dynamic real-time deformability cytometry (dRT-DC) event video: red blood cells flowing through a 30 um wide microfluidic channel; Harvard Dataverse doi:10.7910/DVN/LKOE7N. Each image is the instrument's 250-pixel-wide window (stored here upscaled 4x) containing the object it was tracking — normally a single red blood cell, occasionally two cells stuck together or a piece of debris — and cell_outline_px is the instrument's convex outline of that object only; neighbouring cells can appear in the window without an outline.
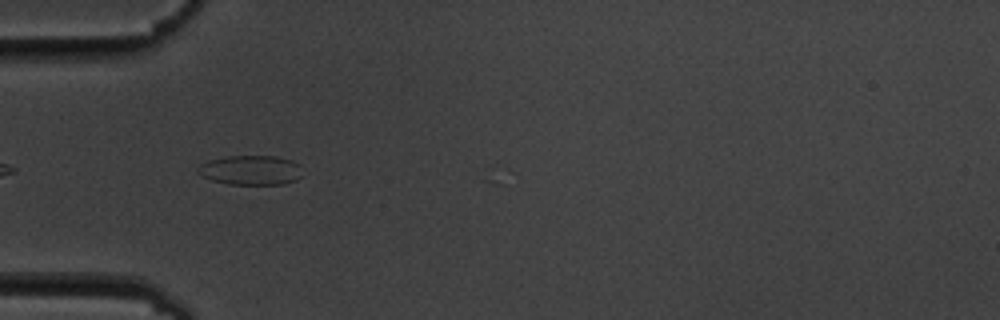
{"species": "common noctule bat (a hibernating species)", "species_latin": "Nyctalus noctula", "temperature_condition": "cold", "stored_images_in_passage": 4, "camera_frame_rate_fps": 3000, "um_per_image_px": 0.085, "animal": {"sex": "male", "body_mass_g": 19.5, "forearm_length_mm": 54.6}, "frame": {"image": 1, "passage_image": 2, "time_ms": 2.0, "image_size_px": [1000, 320], "cell_outline_px": [[304, 176], [296, 180], [284, 184], [228, 184], [212, 180], [200, 176], [196, 172], [196, 168], [200, 164], [208, 160], [228, 156], [276, 156], [292, 160], [300, 164]], "centroid_in_image_um": [21.33, 14.46], "position_along_channel_um": 63.7, "area_um2": 18.38}}
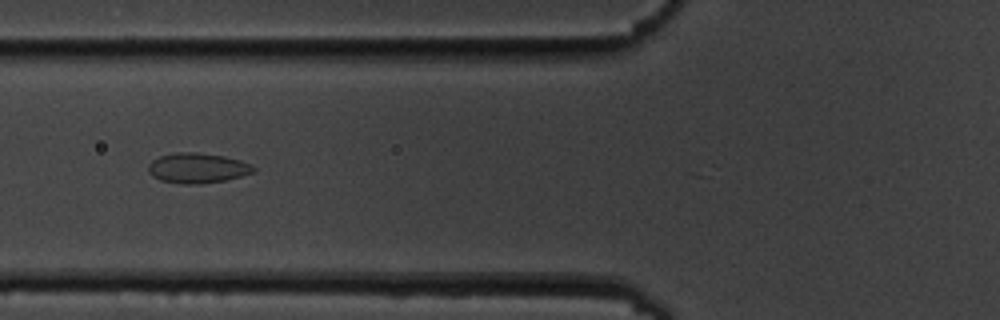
{"frame": {"image": 2, "passage_image": 3, "time_ms": 3.333, "image_size_px": [1000, 320], "cell_outline_px": [[256, 172], [224, 180], [200, 184], [180, 184], [160, 180], [152, 176], [148, 172], [148, 164], [152, 160], [160, 156], [176, 152], [196, 152], [224, 156], [240, 160], [252, 164], [256, 168]], "centroid_in_image_um": [16.78, 14.28], "position_along_channel_um": 109.0, "area_um2": 18.61}}